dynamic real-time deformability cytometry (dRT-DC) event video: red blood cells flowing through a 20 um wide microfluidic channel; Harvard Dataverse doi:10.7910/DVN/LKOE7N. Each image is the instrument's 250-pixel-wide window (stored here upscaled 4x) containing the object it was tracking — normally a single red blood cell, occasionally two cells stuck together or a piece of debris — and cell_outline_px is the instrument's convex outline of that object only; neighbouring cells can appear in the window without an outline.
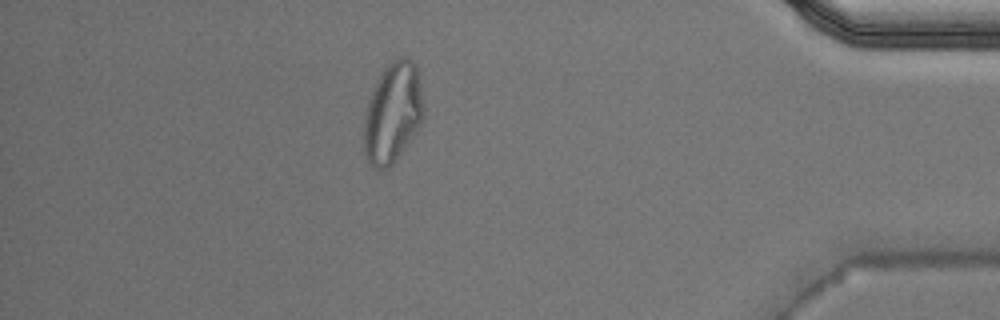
{"species": "Egyptian fruit bat (a non-hibernating species)", "species_latin": "Rousettus aegyptiacus", "temperature_condition": "warm", "stored_images_in_passage": 37, "camera_frame_rate_fps": 3000, "um_per_image_px": 0.085, "animal": {"sex": "male"}, "frame": {"image": 1, "passage_image": 32, "time_ms": 10.333, "image_size_px": [1000, 320], "cell_outline_px": [[424, 116], [420, 124], [396, 160], [388, 168], [372, 168], [368, 164], [364, 156], [364, 116], [368, 100], [376, 80], [384, 68], [396, 56], [404, 56], [412, 60], [416, 64], [424, 112]], "centroid_in_image_um": [33.35, 9.58], "position_along_channel_um": 401.8, "area_um2": 34.97}}